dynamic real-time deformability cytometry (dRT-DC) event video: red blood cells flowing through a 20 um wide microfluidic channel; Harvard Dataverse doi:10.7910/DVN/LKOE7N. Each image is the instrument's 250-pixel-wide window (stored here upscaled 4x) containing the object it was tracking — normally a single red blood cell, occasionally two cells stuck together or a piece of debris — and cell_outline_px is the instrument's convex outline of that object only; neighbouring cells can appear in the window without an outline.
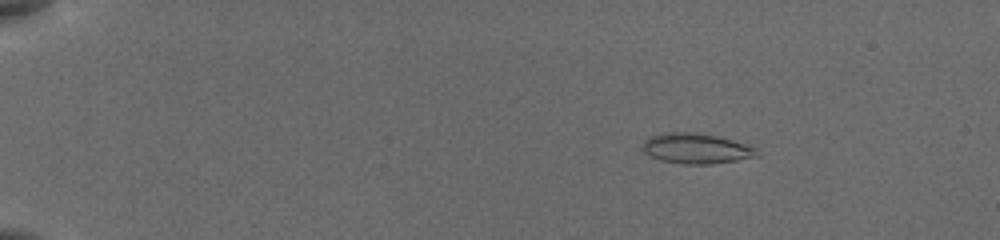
{"species": "common noctule bat (a hibernating species)", "species_latin": "Nyctalus noctula", "temperature_condition": "cold", "stored_images_in_passage": 21, "camera_frame_rate_fps": 3000, "um_per_image_px": 0.085, "animal": {"sex": "female", "body_mass_g": 19.5, "forearm_length_mm": 54.1}, "frame": {"image": 1, "passage_image": 7, "time_ms": 2.333, "image_size_px": [1000, 240], "cell_outline_px": [[756, 156], [736, 160], [712, 164], [684, 164], [660, 160], [644, 152], [640, 148], [644, 140], [652, 136], [664, 132], [696, 132], [716, 136], [732, 140], [756, 148]], "centroid_in_image_um": [59.11, 12.61], "position_along_channel_um": 25.9, "area_um2": 20.0}}
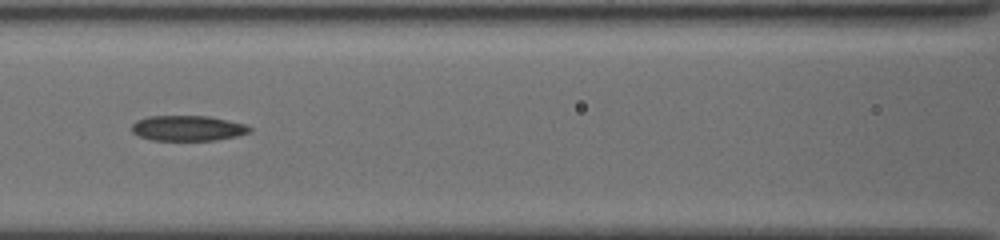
{"frame": {"image": 2, "passage_image": 18, "time_ms": 8.333, "image_size_px": [1000, 240], "cell_outline_px": [[252, 132], [236, 136], [216, 140], [152, 140], [140, 136], [132, 132], [132, 124], [136, 120], [148, 116], [208, 116], [228, 120], [244, 124], [252, 128]], "centroid_in_image_um": [15.97, 10.89], "position_along_channel_um": 150.6, "area_um2": 17.4}}
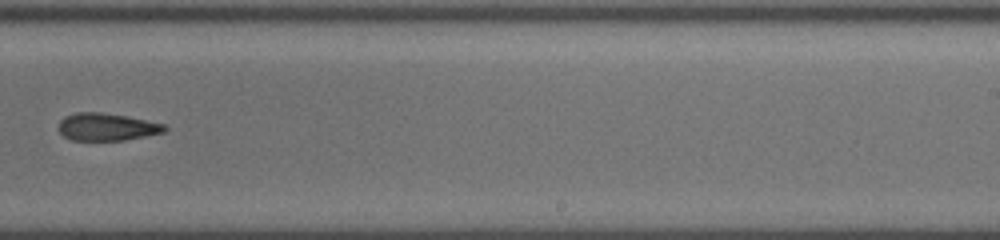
{"frame": {"image": 3, "passage_image": 21, "time_ms": 11.667, "image_size_px": [1000, 240], "cell_outline_px": [[168, 128], [164, 132], [124, 140], [72, 140], [64, 136], [56, 128], [60, 120], [64, 116], [76, 112], [100, 112], [128, 116], [164, 124]], "centroid_in_image_um": [9.04, 10.78], "position_along_channel_um": 280.0, "area_um2": 17.05}}